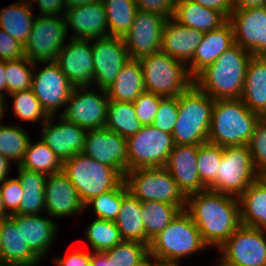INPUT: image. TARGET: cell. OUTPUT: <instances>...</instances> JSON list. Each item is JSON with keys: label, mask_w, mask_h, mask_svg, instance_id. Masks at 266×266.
Here are the masks:
<instances>
[{"label": "cell", "mask_w": 266, "mask_h": 266, "mask_svg": "<svg viewBox=\"0 0 266 266\" xmlns=\"http://www.w3.org/2000/svg\"><path fill=\"white\" fill-rule=\"evenodd\" d=\"M139 61L147 92L161 97H176L194 83L186 64L161 51Z\"/></svg>", "instance_id": "obj_7"}, {"label": "cell", "mask_w": 266, "mask_h": 266, "mask_svg": "<svg viewBox=\"0 0 266 266\" xmlns=\"http://www.w3.org/2000/svg\"><path fill=\"white\" fill-rule=\"evenodd\" d=\"M86 239L92 252H105L123 241L114 221L96 218L86 229Z\"/></svg>", "instance_id": "obj_39"}, {"label": "cell", "mask_w": 266, "mask_h": 266, "mask_svg": "<svg viewBox=\"0 0 266 266\" xmlns=\"http://www.w3.org/2000/svg\"><path fill=\"white\" fill-rule=\"evenodd\" d=\"M260 118L241 98L216 99L208 142L222 147L248 145Z\"/></svg>", "instance_id": "obj_3"}, {"label": "cell", "mask_w": 266, "mask_h": 266, "mask_svg": "<svg viewBox=\"0 0 266 266\" xmlns=\"http://www.w3.org/2000/svg\"><path fill=\"white\" fill-rule=\"evenodd\" d=\"M45 209L51 218H64L84 211V204L81 202L76 188L62 171L47 175Z\"/></svg>", "instance_id": "obj_23"}, {"label": "cell", "mask_w": 266, "mask_h": 266, "mask_svg": "<svg viewBox=\"0 0 266 266\" xmlns=\"http://www.w3.org/2000/svg\"><path fill=\"white\" fill-rule=\"evenodd\" d=\"M105 127L128 138L136 134L143 127V124L136 117L133 102L109 100Z\"/></svg>", "instance_id": "obj_36"}, {"label": "cell", "mask_w": 266, "mask_h": 266, "mask_svg": "<svg viewBox=\"0 0 266 266\" xmlns=\"http://www.w3.org/2000/svg\"><path fill=\"white\" fill-rule=\"evenodd\" d=\"M172 18L182 25L202 32L215 30L227 21L220 12L202 7L193 0H178Z\"/></svg>", "instance_id": "obj_31"}, {"label": "cell", "mask_w": 266, "mask_h": 266, "mask_svg": "<svg viewBox=\"0 0 266 266\" xmlns=\"http://www.w3.org/2000/svg\"><path fill=\"white\" fill-rule=\"evenodd\" d=\"M37 64L39 62L34 63L31 90L42 108L52 116L57 114L59 108L66 105L74 86L55 62H40L47 66L35 72Z\"/></svg>", "instance_id": "obj_14"}, {"label": "cell", "mask_w": 266, "mask_h": 266, "mask_svg": "<svg viewBox=\"0 0 266 266\" xmlns=\"http://www.w3.org/2000/svg\"><path fill=\"white\" fill-rule=\"evenodd\" d=\"M30 137L23 128L0 123V154L18 165L22 162Z\"/></svg>", "instance_id": "obj_40"}, {"label": "cell", "mask_w": 266, "mask_h": 266, "mask_svg": "<svg viewBox=\"0 0 266 266\" xmlns=\"http://www.w3.org/2000/svg\"><path fill=\"white\" fill-rule=\"evenodd\" d=\"M68 32L64 16L38 17L37 15L24 44L25 56L33 63L54 62L66 44Z\"/></svg>", "instance_id": "obj_11"}, {"label": "cell", "mask_w": 266, "mask_h": 266, "mask_svg": "<svg viewBox=\"0 0 266 266\" xmlns=\"http://www.w3.org/2000/svg\"><path fill=\"white\" fill-rule=\"evenodd\" d=\"M248 147L254 166L262 176L266 172V117L256 123Z\"/></svg>", "instance_id": "obj_46"}, {"label": "cell", "mask_w": 266, "mask_h": 266, "mask_svg": "<svg viewBox=\"0 0 266 266\" xmlns=\"http://www.w3.org/2000/svg\"><path fill=\"white\" fill-rule=\"evenodd\" d=\"M163 97L145 91L133 102L136 117L143 125H152Z\"/></svg>", "instance_id": "obj_48"}, {"label": "cell", "mask_w": 266, "mask_h": 266, "mask_svg": "<svg viewBox=\"0 0 266 266\" xmlns=\"http://www.w3.org/2000/svg\"><path fill=\"white\" fill-rule=\"evenodd\" d=\"M62 172L77 190L83 204L115 189L124 178L114 169L80 152L63 161Z\"/></svg>", "instance_id": "obj_5"}, {"label": "cell", "mask_w": 266, "mask_h": 266, "mask_svg": "<svg viewBox=\"0 0 266 266\" xmlns=\"http://www.w3.org/2000/svg\"><path fill=\"white\" fill-rule=\"evenodd\" d=\"M6 62L0 61V93L7 91V84H6Z\"/></svg>", "instance_id": "obj_59"}, {"label": "cell", "mask_w": 266, "mask_h": 266, "mask_svg": "<svg viewBox=\"0 0 266 266\" xmlns=\"http://www.w3.org/2000/svg\"><path fill=\"white\" fill-rule=\"evenodd\" d=\"M219 259H220V262L218 263L219 266H235V265L224 262L221 258Z\"/></svg>", "instance_id": "obj_63"}, {"label": "cell", "mask_w": 266, "mask_h": 266, "mask_svg": "<svg viewBox=\"0 0 266 266\" xmlns=\"http://www.w3.org/2000/svg\"><path fill=\"white\" fill-rule=\"evenodd\" d=\"M235 44L232 24L227 20L219 28L204 32L201 43L190 61L189 74L194 78L212 64L228 48Z\"/></svg>", "instance_id": "obj_26"}, {"label": "cell", "mask_w": 266, "mask_h": 266, "mask_svg": "<svg viewBox=\"0 0 266 266\" xmlns=\"http://www.w3.org/2000/svg\"><path fill=\"white\" fill-rule=\"evenodd\" d=\"M2 234L1 266H36L41 260L24 242L22 224L10 216L0 220Z\"/></svg>", "instance_id": "obj_25"}, {"label": "cell", "mask_w": 266, "mask_h": 266, "mask_svg": "<svg viewBox=\"0 0 266 266\" xmlns=\"http://www.w3.org/2000/svg\"><path fill=\"white\" fill-rule=\"evenodd\" d=\"M10 217L17 224H22L24 242L40 259L44 258L57 234L56 222L40 215L12 214Z\"/></svg>", "instance_id": "obj_27"}, {"label": "cell", "mask_w": 266, "mask_h": 266, "mask_svg": "<svg viewBox=\"0 0 266 266\" xmlns=\"http://www.w3.org/2000/svg\"><path fill=\"white\" fill-rule=\"evenodd\" d=\"M238 198L241 224L266 229V180L260 176Z\"/></svg>", "instance_id": "obj_32"}, {"label": "cell", "mask_w": 266, "mask_h": 266, "mask_svg": "<svg viewBox=\"0 0 266 266\" xmlns=\"http://www.w3.org/2000/svg\"><path fill=\"white\" fill-rule=\"evenodd\" d=\"M240 98L251 111L266 117V56L250 58Z\"/></svg>", "instance_id": "obj_28"}, {"label": "cell", "mask_w": 266, "mask_h": 266, "mask_svg": "<svg viewBox=\"0 0 266 266\" xmlns=\"http://www.w3.org/2000/svg\"><path fill=\"white\" fill-rule=\"evenodd\" d=\"M202 7L220 12L227 20L234 10V0H193Z\"/></svg>", "instance_id": "obj_54"}, {"label": "cell", "mask_w": 266, "mask_h": 266, "mask_svg": "<svg viewBox=\"0 0 266 266\" xmlns=\"http://www.w3.org/2000/svg\"><path fill=\"white\" fill-rule=\"evenodd\" d=\"M10 162L5 156L0 154V184L7 179L11 166Z\"/></svg>", "instance_id": "obj_58"}, {"label": "cell", "mask_w": 266, "mask_h": 266, "mask_svg": "<svg viewBox=\"0 0 266 266\" xmlns=\"http://www.w3.org/2000/svg\"><path fill=\"white\" fill-rule=\"evenodd\" d=\"M173 146L171 133L153 125H143L136 134L127 138L128 171L165 167Z\"/></svg>", "instance_id": "obj_10"}, {"label": "cell", "mask_w": 266, "mask_h": 266, "mask_svg": "<svg viewBox=\"0 0 266 266\" xmlns=\"http://www.w3.org/2000/svg\"><path fill=\"white\" fill-rule=\"evenodd\" d=\"M113 260H107L103 252H92L89 266H113Z\"/></svg>", "instance_id": "obj_57"}, {"label": "cell", "mask_w": 266, "mask_h": 266, "mask_svg": "<svg viewBox=\"0 0 266 266\" xmlns=\"http://www.w3.org/2000/svg\"><path fill=\"white\" fill-rule=\"evenodd\" d=\"M147 266H179V264L175 261H172L166 258L157 257V256H154L148 253L147 254Z\"/></svg>", "instance_id": "obj_56"}, {"label": "cell", "mask_w": 266, "mask_h": 266, "mask_svg": "<svg viewBox=\"0 0 266 266\" xmlns=\"http://www.w3.org/2000/svg\"><path fill=\"white\" fill-rule=\"evenodd\" d=\"M39 16H64L65 4L63 0H37ZM64 8V9H63Z\"/></svg>", "instance_id": "obj_53"}, {"label": "cell", "mask_w": 266, "mask_h": 266, "mask_svg": "<svg viewBox=\"0 0 266 266\" xmlns=\"http://www.w3.org/2000/svg\"><path fill=\"white\" fill-rule=\"evenodd\" d=\"M34 63L26 56L6 62V84L8 94L31 89Z\"/></svg>", "instance_id": "obj_43"}, {"label": "cell", "mask_w": 266, "mask_h": 266, "mask_svg": "<svg viewBox=\"0 0 266 266\" xmlns=\"http://www.w3.org/2000/svg\"><path fill=\"white\" fill-rule=\"evenodd\" d=\"M121 204L122 182L115 189L91 198L84 204V209L93 206L96 218L114 221L119 214Z\"/></svg>", "instance_id": "obj_45"}, {"label": "cell", "mask_w": 266, "mask_h": 266, "mask_svg": "<svg viewBox=\"0 0 266 266\" xmlns=\"http://www.w3.org/2000/svg\"><path fill=\"white\" fill-rule=\"evenodd\" d=\"M92 258V253H87L85 251L75 250L68 254L64 258H55L57 266H89Z\"/></svg>", "instance_id": "obj_52"}, {"label": "cell", "mask_w": 266, "mask_h": 266, "mask_svg": "<svg viewBox=\"0 0 266 266\" xmlns=\"http://www.w3.org/2000/svg\"><path fill=\"white\" fill-rule=\"evenodd\" d=\"M32 6L15 2L0 9V28L23 45L26 43L34 22Z\"/></svg>", "instance_id": "obj_34"}, {"label": "cell", "mask_w": 266, "mask_h": 266, "mask_svg": "<svg viewBox=\"0 0 266 266\" xmlns=\"http://www.w3.org/2000/svg\"><path fill=\"white\" fill-rule=\"evenodd\" d=\"M13 97V107L16 118L28 122H41L43 125L50 117L42 108L40 101L34 95L31 89L24 91H17L8 94Z\"/></svg>", "instance_id": "obj_41"}, {"label": "cell", "mask_w": 266, "mask_h": 266, "mask_svg": "<svg viewBox=\"0 0 266 266\" xmlns=\"http://www.w3.org/2000/svg\"><path fill=\"white\" fill-rule=\"evenodd\" d=\"M0 190L6 213L9 216L15 214L19 210L24 195L20 181L17 177L6 179L0 184Z\"/></svg>", "instance_id": "obj_49"}, {"label": "cell", "mask_w": 266, "mask_h": 266, "mask_svg": "<svg viewBox=\"0 0 266 266\" xmlns=\"http://www.w3.org/2000/svg\"><path fill=\"white\" fill-rule=\"evenodd\" d=\"M2 234H1V231H0V266H1V251H2Z\"/></svg>", "instance_id": "obj_65"}, {"label": "cell", "mask_w": 266, "mask_h": 266, "mask_svg": "<svg viewBox=\"0 0 266 266\" xmlns=\"http://www.w3.org/2000/svg\"><path fill=\"white\" fill-rule=\"evenodd\" d=\"M252 54L235 43L194 77V84L214 100L240 98Z\"/></svg>", "instance_id": "obj_2"}, {"label": "cell", "mask_w": 266, "mask_h": 266, "mask_svg": "<svg viewBox=\"0 0 266 266\" xmlns=\"http://www.w3.org/2000/svg\"><path fill=\"white\" fill-rule=\"evenodd\" d=\"M64 18L67 31L70 28L75 32L72 38L91 40L109 36L106 13L101 0L65 9Z\"/></svg>", "instance_id": "obj_22"}, {"label": "cell", "mask_w": 266, "mask_h": 266, "mask_svg": "<svg viewBox=\"0 0 266 266\" xmlns=\"http://www.w3.org/2000/svg\"><path fill=\"white\" fill-rule=\"evenodd\" d=\"M109 100L134 102L145 92L143 69L139 60L130 58L106 89Z\"/></svg>", "instance_id": "obj_30"}, {"label": "cell", "mask_w": 266, "mask_h": 266, "mask_svg": "<svg viewBox=\"0 0 266 266\" xmlns=\"http://www.w3.org/2000/svg\"><path fill=\"white\" fill-rule=\"evenodd\" d=\"M228 21L235 43L252 55L266 56V6L234 9Z\"/></svg>", "instance_id": "obj_18"}, {"label": "cell", "mask_w": 266, "mask_h": 266, "mask_svg": "<svg viewBox=\"0 0 266 266\" xmlns=\"http://www.w3.org/2000/svg\"><path fill=\"white\" fill-rule=\"evenodd\" d=\"M166 20L158 14L137 11L131 29L123 37L130 58L140 60L160 51Z\"/></svg>", "instance_id": "obj_16"}, {"label": "cell", "mask_w": 266, "mask_h": 266, "mask_svg": "<svg viewBox=\"0 0 266 266\" xmlns=\"http://www.w3.org/2000/svg\"><path fill=\"white\" fill-rule=\"evenodd\" d=\"M19 166L51 175L62 171L63 162L43 141L33 144L30 140Z\"/></svg>", "instance_id": "obj_38"}, {"label": "cell", "mask_w": 266, "mask_h": 266, "mask_svg": "<svg viewBox=\"0 0 266 266\" xmlns=\"http://www.w3.org/2000/svg\"><path fill=\"white\" fill-rule=\"evenodd\" d=\"M185 211L208 246L217 249L241 225L239 198L211 190L187 196Z\"/></svg>", "instance_id": "obj_1"}, {"label": "cell", "mask_w": 266, "mask_h": 266, "mask_svg": "<svg viewBox=\"0 0 266 266\" xmlns=\"http://www.w3.org/2000/svg\"><path fill=\"white\" fill-rule=\"evenodd\" d=\"M103 253L107 260L114 261L113 266H136L145 260L149 248L142 242L123 240Z\"/></svg>", "instance_id": "obj_42"}, {"label": "cell", "mask_w": 266, "mask_h": 266, "mask_svg": "<svg viewBox=\"0 0 266 266\" xmlns=\"http://www.w3.org/2000/svg\"><path fill=\"white\" fill-rule=\"evenodd\" d=\"M266 6V0H234V9H248Z\"/></svg>", "instance_id": "obj_55"}, {"label": "cell", "mask_w": 266, "mask_h": 266, "mask_svg": "<svg viewBox=\"0 0 266 266\" xmlns=\"http://www.w3.org/2000/svg\"><path fill=\"white\" fill-rule=\"evenodd\" d=\"M91 42L94 62L93 84H96L97 89L106 90L130 57L123 38L108 36L91 39Z\"/></svg>", "instance_id": "obj_17"}, {"label": "cell", "mask_w": 266, "mask_h": 266, "mask_svg": "<svg viewBox=\"0 0 266 266\" xmlns=\"http://www.w3.org/2000/svg\"><path fill=\"white\" fill-rule=\"evenodd\" d=\"M124 181L128 191L141 202L161 201L186 209L187 197L165 167L127 171Z\"/></svg>", "instance_id": "obj_8"}, {"label": "cell", "mask_w": 266, "mask_h": 266, "mask_svg": "<svg viewBox=\"0 0 266 266\" xmlns=\"http://www.w3.org/2000/svg\"><path fill=\"white\" fill-rule=\"evenodd\" d=\"M260 176L252 161L248 145L225 146L218 174L207 189L239 197Z\"/></svg>", "instance_id": "obj_9"}, {"label": "cell", "mask_w": 266, "mask_h": 266, "mask_svg": "<svg viewBox=\"0 0 266 266\" xmlns=\"http://www.w3.org/2000/svg\"><path fill=\"white\" fill-rule=\"evenodd\" d=\"M123 240L138 241L149 246L142 221V202L132 195L122 181V204L119 214L114 220Z\"/></svg>", "instance_id": "obj_29"}, {"label": "cell", "mask_w": 266, "mask_h": 266, "mask_svg": "<svg viewBox=\"0 0 266 266\" xmlns=\"http://www.w3.org/2000/svg\"><path fill=\"white\" fill-rule=\"evenodd\" d=\"M203 35L204 32L173 21L171 17L163 27L160 51L188 66Z\"/></svg>", "instance_id": "obj_24"}, {"label": "cell", "mask_w": 266, "mask_h": 266, "mask_svg": "<svg viewBox=\"0 0 266 266\" xmlns=\"http://www.w3.org/2000/svg\"><path fill=\"white\" fill-rule=\"evenodd\" d=\"M178 96L163 97L152 125L159 130L173 133L178 116Z\"/></svg>", "instance_id": "obj_47"}, {"label": "cell", "mask_w": 266, "mask_h": 266, "mask_svg": "<svg viewBox=\"0 0 266 266\" xmlns=\"http://www.w3.org/2000/svg\"><path fill=\"white\" fill-rule=\"evenodd\" d=\"M180 207L161 201L142 202V221L151 241L181 212Z\"/></svg>", "instance_id": "obj_37"}, {"label": "cell", "mask_w": 266, "mask_h": 266, "mask_svg": "<svg viewBox=\"0 0 266 266\" xmlns=\"http://www.w3.org/2000/svg\"><path fill=\"white\" fill-rule=\"evenodd\" d=\"M104 5L109 36L123 38L131 29L138 11L136 0H101Z\"/></svg>", "instance_id": "obj_35"}, {"label": "cell", "mask_w": 266, "mask_h": 266, "mask_svg": "<svg viewBox=\"0 0 266 266\" xmlns=\"http://www.w3.org/2000/svg\"><path fill=\"white\" fill-rule=\"evenodd\" d=\"M266 229L240 225L218 248L220 258L235 266H266Z\"/></svg>", "instance_id": "obj_12"}, {"label": "cell", "mask_w": 266, "mask_h": 266, "mask_svg": "<svg viewBox=\"0 0 266 266\" xmlns=\"http://www.w3.org/2000/svg\"><path fill=\"white\" fill-rule=\"evenodd\" d=\"M223 147L205 142L198 145L197 169L201 182L208 187L218 174Z\"/></svg>", "instance_id": "obj_44"}, {"label": "cell", "mask_w": 266, "mask_h": 266, "mask_svg": "<svg viewBox=\"0 0 266 266\" xmlns=\"http://www.w3.org/2000/svg\"><path fill=\"white\" fill-rule=\"evenodd\" d=\"M178 0H136L138 10L158 14L170 19Z\"/></svg>", "instance_id": "obj_51"}, {"label": "cell", "mask_w": 266, "mask_h": 266, "mask_svg": "<svg viewBox=\"0 0 266 266\" xmlns=\"http://www.w3.org/2000/svg\"><path fill=\"white\" fill-rule=\"evenodd\" d=\"M8 216L9 215L5 211V207H4V204H3V198L1 196V190H0V220L6 218Z\"/></svg>", "instance_id": "obj_62"}, {"label": "cell", "mask_w": 266, "mask_h": 266, "mask_svg": "<svg viewBox=\"0 0 266 266\" xmlns=\"http://www.w3.org/2000/svg\"><path fill=\"white\" fill-rule=\"evenodd\" d=\"M262 177L266 180V172L262 175Z\"/></svg>", "instance_id": "obj_67"}, {"label": "cell", "mask_w": 266, "mask_h": 266, "mask_svg": "<svg viewBox=\"0 0 266 266\" xmlns=\"http://www.w3.org/2000/svg\"><path fill=\"white\" fill-rule=\"evenodd\" d=\"M136 266H147V255L145 257V260L142 263H140L139 265H136Z\"/></svg>", "instance_id": "obj_66"}, {"label": "cell", "mask_w": 266, "mask_h": 266, "mask_svg": "<svg viewBox=\"0 0 266 266\" xmlns=\"http://www.w3.org/2000/svg\"><path fill=\"white\" fill-rule=\"evenodd\" d=\"M70 40L60 50L54 62L74 87L92 86L94 62L91 40L76 38Z\"/></svg>", "instance_id": "obj_19"}, {"label": "cell", "mask_w": 266, "mask_h": 266, "mask_svg": "<svg viewBox=\"0 0 266 266\" xmlns=\"http://www.w3.org/2000/svg\"><path fill=\"white\" fill-rule=\"evenodd\" d=\"M66 9L74 7V6H81L87 3L96 2L97 0H63Z\"/></svg>", "instance_id": "obj_60"}, {"label": "cell", "mask_w": 266, "mask_h": 266, "mask_svg": "<svg viewBox=\"0 0 266 266\" xmlns=\"http://www.w3.org/2000/svg\"><path fill=\"white\" fill-rule=\"evenodd\" d=\"M97 91L101 94L92 88L90 91L89 86L74 87L60 116L86 130L104 128L109 98L106 90L98 89Z\"/></svg>", "instance_id": "obj_13"}, {"label": "cell", "mask_w": 266, "mask_h": 266, "mask_svg": "<svg viewBox=\"0 0 266 266\" xmlns=\"http://www.w3.org/2000/svg\"><path fill=\"white\" fill-rule=\"evenodd\" d=\"M215 100L194 83L178 96V116L172 133L174 144L200 145L208 142Z\"/></svg>", "instance_id": "obj_4"}, {"label": "cell", "mask_w": 266, "mask_h": 266, "mask_svg": "<svg viewBox=\"0 0 266 266\" xmlns=\"http://www.w3.org/2000/svg\"><path fill=\"white\" fill-rule=\"evenodd\" d=\"M54 118L55 115L50 116L43 124L41 141L63 162L83 151L87 130L60 115L55 124Z\"/></svg>", "instance_id": "obj_20"}, {"label": "cell", "mask_w": 266, "mask_h": 266, "mask_svg": "<svg viewBox=\"0 0 266 266\" xmlns=\"http://www.w3.org/2000/svg\"><path fill=\"white\" fill-rule=\"evenodd\" d=\"M26 1H28V0H26ZM26 1L23 0V1H18V2H20V3H24V4H27V5H29V6H32V2L35 3L37 0H30V1H28V3H27ZM29 2H30V3H29Z\"/></svg>", "instance_id": "obj_64"}, {"label": "cell", "mask_w": 266, "mask_h": 266, "mask_svg": "<svg viewBox=\"0 0 266 266\" xmlns=\"http://www.w3.org/2000/svg\"><path fill=\"white\" fill-rule=\"evenodd\" d=\"M207 247L199 229L185 210L155 236L148 246L150 254L177 263L187 255Z\"/></svg>", "instance_id": "obj_6"}, {"label": "cell", "mask_w": 266, "mask_h": 266, "mask_svg": "<svg viewBox=\"0 0 266 266\" xmlns=\"http://www.w3.org/2000/svg\"><path fill=\"white\" fill-rule=\"evenodd\" d=\"M18 180L23 189V197L19 210L15 214L20 215H39L45 210V183L47 175L27 170L17 166Z\"/></svg>", "instance_id": "obj_33"}, {"label": "cell", "mask_w": 266, "mask_h": 266, "mask_svg": "<svg viewBox=\"0 0 266 266\" xmlns=\"http://www.w3.org/2000/svg\"><path fill=\"white\" fill-rule=\"evenodd\" d=\"M25 57L24 45L0 28V61Z\"/></svg>", "instance_id": "obj_50"}, {"label": "cell", "mask_w": 266, "mask_h": 266, "mask_svg": "<svg viewBox=\"0 0 266 266\" xmlns=\"http://www.w3.org/2000/svg\"><path fill=\"white\" fill-rule=\"evenodd\" d=\"M82 152L114 168L123 178L128 171L127 138L106 127L87 130Z\"/></svg>", "instance_id": "obj_15"}, {"label": "cell", "mask_w": 266, "mask_h": 266, "mask_svg": "<svg viewBox=\"0 0 266 266\" xmlns=\"http://www.w3.org/2000/svg\"><path fill=\"white\" fill-rule=\"evenodd\" d=\"M7 97H5V95H4V93H0V123H2V121H3V117H4V113H5V115H6V112H4V111H6L7 110V104H6V106H5V99H6ZM2 120V121H1Z\"/></svg>", "instance_id": "obj_61"}, {"label": "cell", "mask_w": 266, "mask_h": 266, "mask_svg": "<svg viewBox=\"0 0 266 266\" xmlns=\"http://www.w3.org/2000/svg\"><path fill=\"white\" fill-rule=\"evenodd\" d=\"M197 160L198 145L174 144L165 165L186 197L207 189L199 178Z\"/></svg>", "instance_id": "obj_21"}]
</instances>
